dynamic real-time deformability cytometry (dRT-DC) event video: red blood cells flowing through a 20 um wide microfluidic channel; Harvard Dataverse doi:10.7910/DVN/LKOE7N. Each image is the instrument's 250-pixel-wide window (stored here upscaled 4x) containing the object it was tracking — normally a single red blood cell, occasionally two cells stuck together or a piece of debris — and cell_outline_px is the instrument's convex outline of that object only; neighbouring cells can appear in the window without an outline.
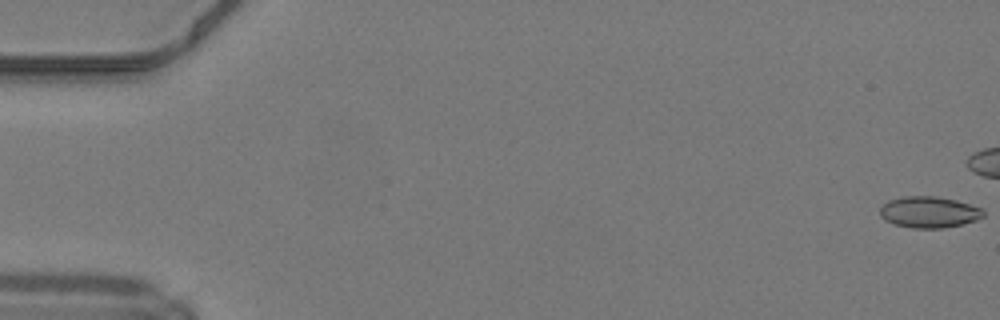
{"species": "common noctule bat (a hibernating species)", "species_latin": "Nyctalus noctula", "temperature_condition": "warm", "stored_images_in_passage": 31, "camera_frame_rate_fps": 3000, "um_per_image_px": 0.085, "animal": {"sex": "male", "body_mass_g": 19.2, "forearm_length_mm": 51.8}, "frame": {"image": 1, "passage_image": 1, "time_ms": 0.0, "image_size_px": [1000, 320], "cell_outline_px": [[984, 216], [976, 220], [944, 228], [912, 228], [896, 224], [884, 220], [880, 216], [880, 208], [888, 200], [900, 196], [936, 196], [956, 200], [980, 208], [984, 212]], "centroid_in_image_um": [78.93, 18.02], "position_along_channel_um": 6.1, "area_um2": 18.79}}
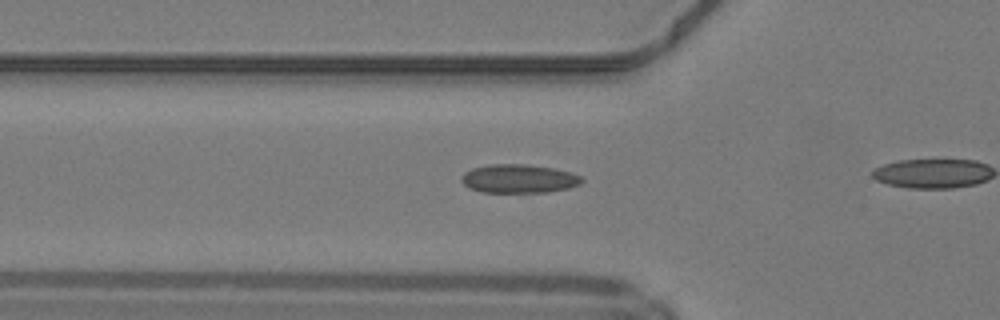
{"frame": {"image": 2, "passage_image": 18, "time_ms": 5.667, "image_size_px": [1000, 320], "cell_outline_px": [[584, 180], [580, 184], [568, 188], [548, 192], [480, 192], [468, 188], [460, 180], [460, 176], [464, 172], [472, 168], [488, 164], [524, 164], [552, 168], [568, 172], [580, 176]], "centroid_in_image_um": [44.04, 15.19], "position_along_channel_um": 81.8, "area_um2": 20.11}}
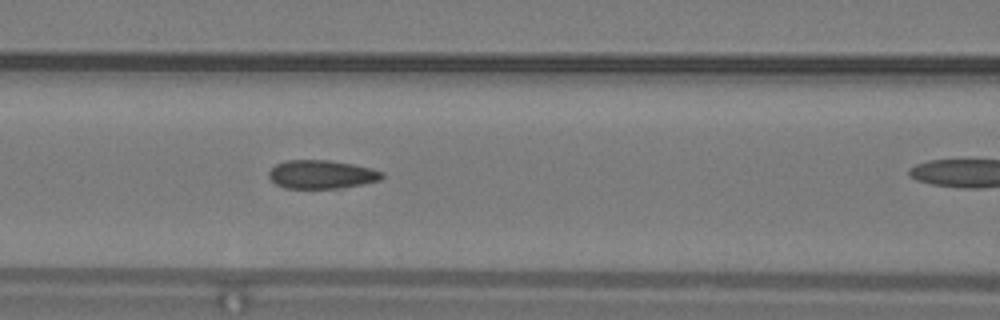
{"frame": {"image": 3, "passage_image": 22, "time_ms": 7.0, "image_size_px": [1000, 320], "cell_outline_px": [[384, 176], [380, 180], [340, 188], [284, 188], [276, 184], [268, 176], [268, 172], [276, 164], [284, 160], [328, 160], [352, 164], [372, 168], [384, 172]], "centroid_in_image_um": [27.32, 14.82], "position_along_channel_um": 139.3, "area_um2": 18.79}}